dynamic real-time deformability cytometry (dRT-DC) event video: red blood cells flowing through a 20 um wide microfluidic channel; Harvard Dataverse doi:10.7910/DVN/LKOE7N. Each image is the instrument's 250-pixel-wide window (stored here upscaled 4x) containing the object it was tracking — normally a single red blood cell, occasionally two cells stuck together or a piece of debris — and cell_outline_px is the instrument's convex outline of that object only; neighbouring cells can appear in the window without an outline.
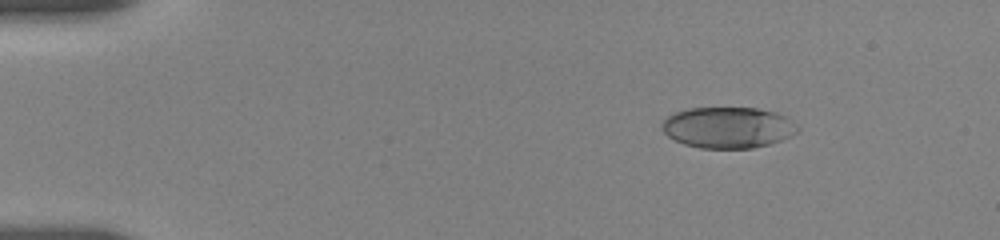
{"species": "human", "species_latin": "Homo sapiens", "temperature_condition": "room temperature", "stored_images_in_passage": 7, "camera_frame_rate_fps": 3000, "um_per_image_px": 0.085, "donor": {"sex": "female"}, "frame": {"image": 1, "passage_image": 3, "time_ms": 2.333, "image_size_px": [1000, 240], "cell_outline_px": [[800, 132], [780, 140], [768, 144], [752, 148], [700, 148], [684, 144], [668, 136], [660, 128], [664, 120], [668, 116], [676, 112], [688, 108], [756, 108], [776, 112], [784, 116], [796, 124], [800, 128]], "centroid_in_image_um": [61.88, 10.84], "position_along_channel_um": 23.1, "area_um2": 32.43}}
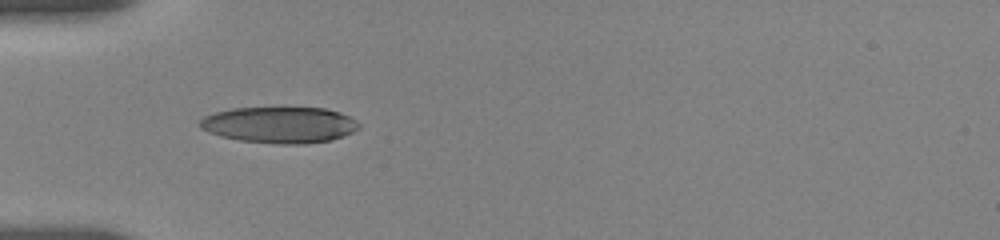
{"frame": {"image": 2, "passage_image": 6, "time_ms": 5.667, "image_size_px": [1000, 240], "cell_outline_px": [[360, 128], [352, 132], [328, 140], [304, 144], [276, 144], [240, 140], [220, 136], [208, 132], [200, 128], [200, 120], [204, 116], [216, 112], [232, 108], [324, 108], [340, 112], [356, 120], [360, 124]], "centroid_in_image_um": [23.75, 10.61], "position_along_channel_um": 61.2, "area_um2": 33.41}}
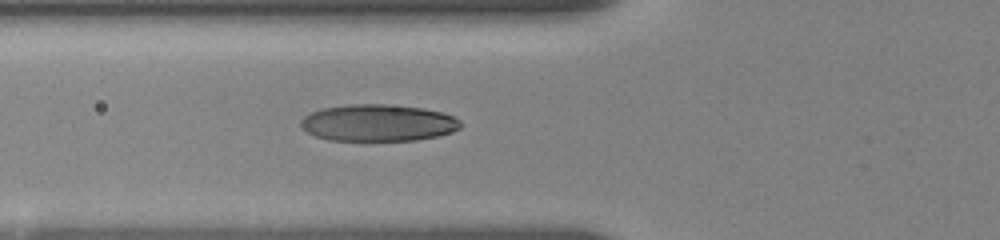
{"frame": {"image": 3, "passage_image": 7, "time_ms": 6.667, "image_size_px": [1000, 240], "cell_outline_px": [[460, 128], [452, 132], [436, 136], [416, 140], [328, 140], [316, 136], [308, 132], [300, 124], [300, 120], [304, 116], [312, 112], [324, 108], [348, 104], [384, 104], [424, 108], [440, 112], [452, 116], [460, 120]], "centroid_in_image_um": [32.13, 10.44], "position_along_channel_um": 93.7, "area_um2": 34.04}}